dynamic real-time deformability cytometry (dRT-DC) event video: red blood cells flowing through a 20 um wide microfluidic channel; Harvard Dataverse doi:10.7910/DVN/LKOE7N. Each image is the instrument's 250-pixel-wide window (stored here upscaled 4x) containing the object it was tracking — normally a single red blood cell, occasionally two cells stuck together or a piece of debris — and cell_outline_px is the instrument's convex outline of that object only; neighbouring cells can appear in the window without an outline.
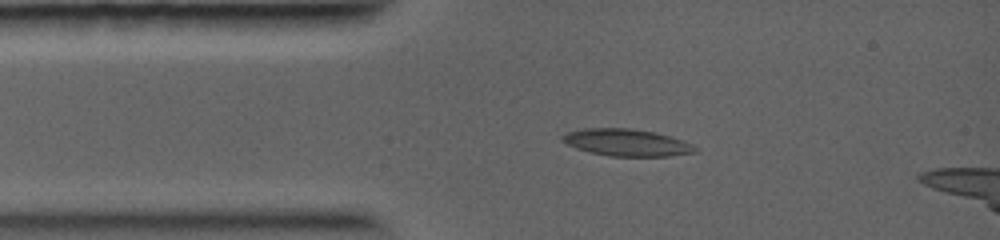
{"species": "common noctule bat (a hibernating species)", "species_latin": "Nyctalus noctula", "temperature_condition": "warm", "stored_images_in_passage": 4, "camera_frame_rate_fps": 5000, "um_per_image_px": 0.085, "animal": {"sex": "female", "body_mass_g": 19.0, "forearm_length_mm": 56.7}, "frame": {"image": 1, "passage_image": 2, "time_ms": 1.0, "image_size_px": [1000, 240], "cell_outline_px": [[696, 152], [668, 156], [608, 156], [588, 152], [576, 148], [560, 140], [560, 136], [568, 132], [584, 128], [632, 128], [656, 132], [684, 140], [692, 144], [696, 148]], "centroid_in_image_um": [53.25, 12.11], "position_along_channel_um": 31.7, "area_um2": 21.04}}
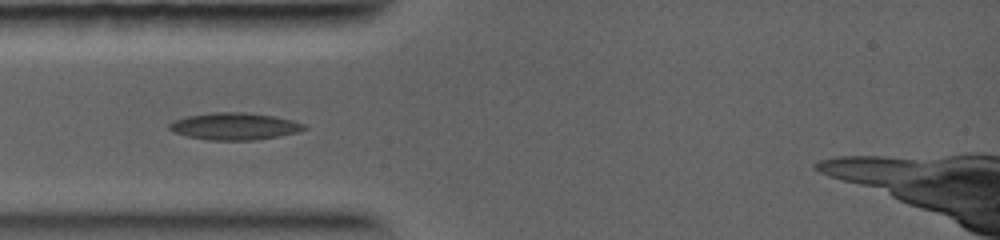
{"frame": {"image": 2, "passage_image": 3, "time_ms": 2.0, "image_size_px": [1000, 240], "cell_outline_px": [[308, 128], [296, 132], [276, 136], [252, 140], [208, 140], [188, 136], [172, 132], [168, 128], [168, 124], [172, 120], [188, 116], [212, 112], [244, 112], [272, 116], [292, 120], [304, 124]], "centroid_in_image_um": [19.87, 10.73], "position_along_channel_um": 65.1, "area_um2": 21.1}}